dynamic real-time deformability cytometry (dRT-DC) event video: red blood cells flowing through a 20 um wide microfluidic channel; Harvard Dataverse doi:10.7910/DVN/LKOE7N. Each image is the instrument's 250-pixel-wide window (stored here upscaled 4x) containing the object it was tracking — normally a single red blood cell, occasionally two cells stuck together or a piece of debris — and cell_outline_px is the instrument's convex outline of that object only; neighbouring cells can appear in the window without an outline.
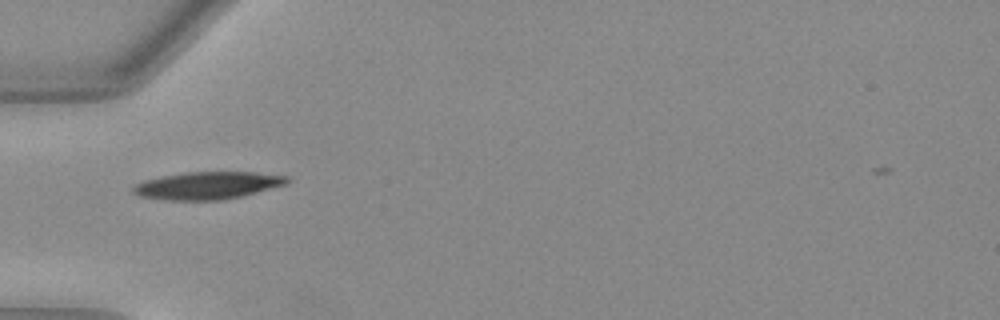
{"species": "Egyptian fruit bat (a non-hibernating species)", "species_latin": "Rousettus aegyptiacus", "temperature_condition": "warm", "stored_images_in_passage": 36, "camera_frame_rate_fps": 3000, "um_per_image_px": 0.085, "animal": {"sex": "female"}, "frame": {"image": 1, "passage_image": 2, "time_ms": 0.333, "image_size_px": [1000, 320], "cell_outline_px": [[288, 180], [284, 184], [240, 196], [220, 200], [168, 200], [140, 196], [132, 192], [132, 188], [136, 184], [144, 180], [160, 176], [184, 172], [256, 172], [288, 176]], "centroid_in_image_um": [17.57, 15.75], "position_along_channel_um": 67.4, "area_um2": 24.33}}
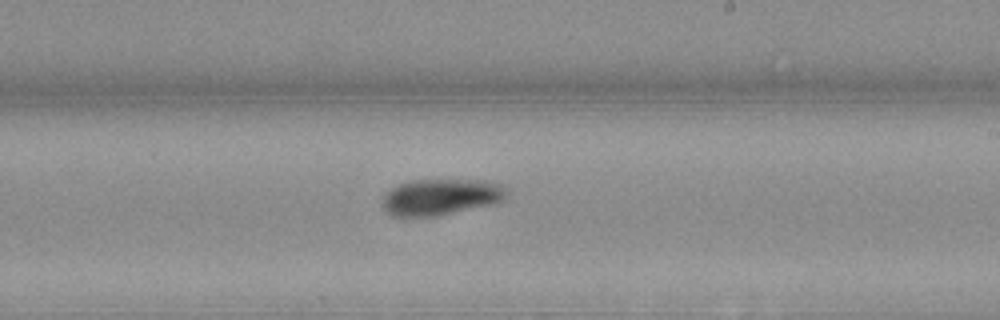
{"frame": {"image": 2, "passage_image": 16, "time_ms": 5.0, "image_size_px": [1000, 320], "cell_outline_px": [[508, 192], [504, 200], [496, 204], [436, 216], [392, 216], [384, 208], [384, 196], [392, 188], [400, 184], [412, 180], [484, 180], [504, 184], [508, 188]], "centroid_in_image_um": [37.58, 16.73], "position_along_channel_um": 251.4, "area_um2": 26.36}}
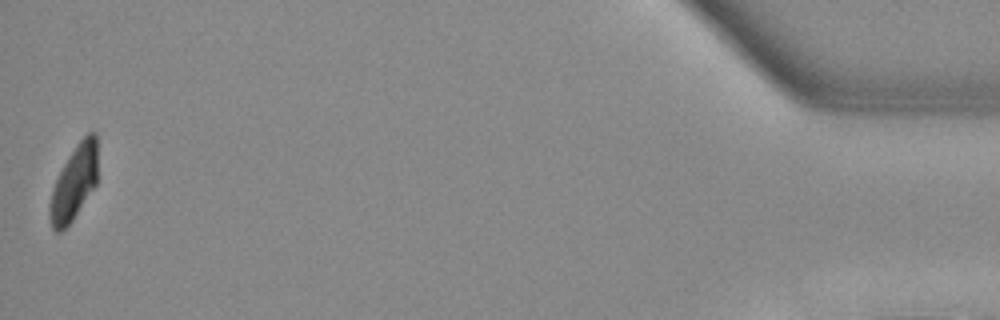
{"frame": {"image": 3, "passage_image": 36, "time_ms": 11.667, "image_size_px": [1000, 320], "cell_outline_px": [[96, 184], [72, 220], [60, 232], [56, 232], [52, 228], [48, 216], [48, 208], [52, 192], [56, 180], [68, 156], [76, 144], [88, 132], [96, 132]], "centroid_in_image_um": [6.27, 15.55], "position_along_channel_um": 428.9, "area_um2": 20.4}, "authors_computed_cell_mechanics": {"area_um2": 24.7962, "velocity_mm_per_s": 3.9917, "shape_relaxation_time_tau1_ms": 3.0486, "shape_relaxation_time_tau2_ms": null, "deformation_change_tau1": 0.1496, "deformation_change_tau2": null}}